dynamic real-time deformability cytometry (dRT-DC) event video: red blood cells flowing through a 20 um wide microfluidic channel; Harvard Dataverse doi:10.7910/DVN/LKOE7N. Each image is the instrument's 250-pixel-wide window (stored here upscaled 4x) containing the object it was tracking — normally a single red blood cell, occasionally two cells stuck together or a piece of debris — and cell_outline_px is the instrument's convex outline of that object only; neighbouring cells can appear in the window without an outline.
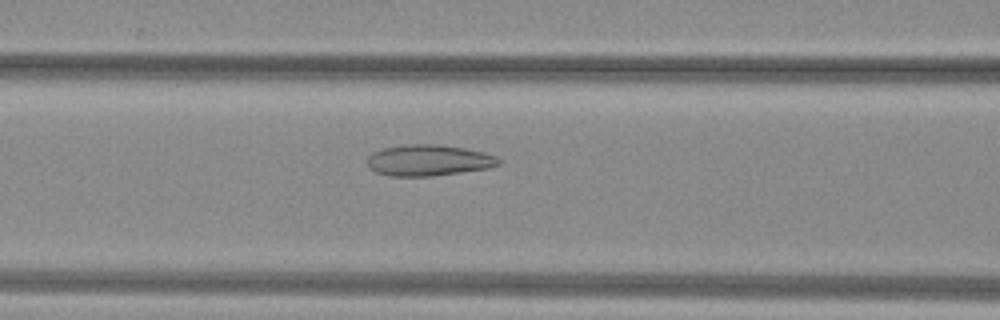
{"species": "common noctule bat (a hibernating species)", "species_latin": "Nyctalus noctula", "temperature_condition": "warm", "stored_images_in_passage": 52, "camera_frame_rate_fps": 3000, "um_per_image_px": 0.085, "animal": {"sex": "female", "body_mass_g": 29.2, "forearm_length_mm": 56.3}, "frame": {"image": 1, "passage_image": 23, "time_ms": 7.333, "image_size_px": [1000, 320], "cell_outline_px": [[500, 164], [488, 168], [432, 176], [392, 176], [376, 172], [368, 168], [364, 160], [372, 152], [384, 148], [404, 144], [436, 144], [464, 148], [484, 152], [496, 156], [500, 160]], "centroid_in_image_um": [36.37, 13.62], "position_along_channel_um": 130.2, "area_um2": 23.99}}
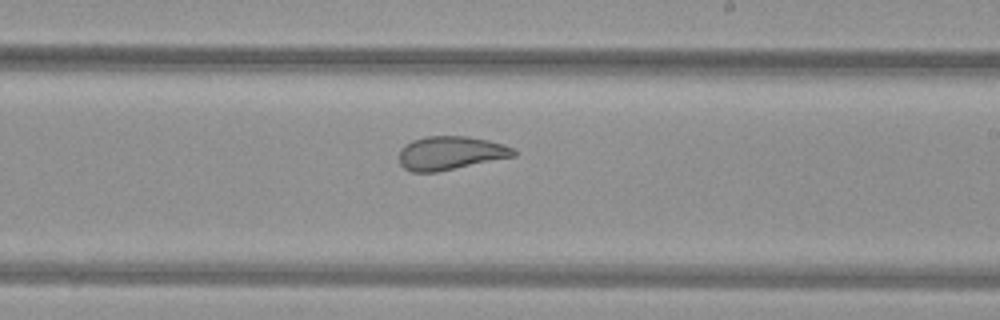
{"frame": {"image": 2, "passage_image": 32, "time_ms": 10.333, "image_size_px": [1000, 320], "cell_outline_px": [[516, 156], [436, 172], [412, 172], [404, 168], [400, 164], [400, 148], [404, 144], [412, 140], [428, 136], [468, 136], [488, 140], [504, 144], [512, 148], [516, 152]], "centroid_in_image_um": [38.28, 13.0], "position_along_channel_um": 250.7, "area_um2": 22.43}}
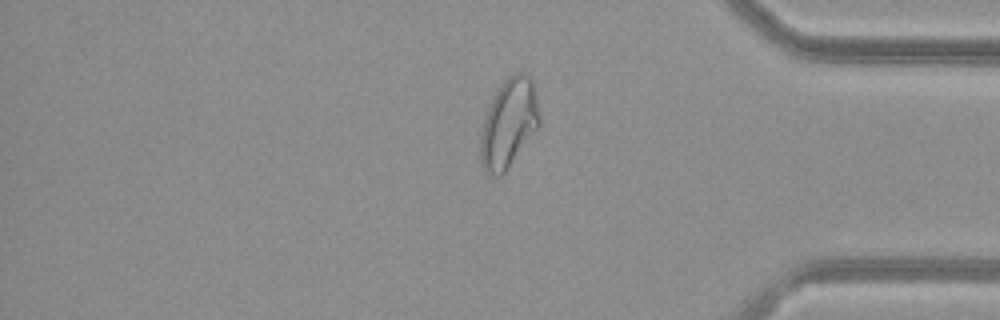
{"frame": {"image": 3, "passage_image": 44, "time_ms": 14.333, "image_size_px": [1000, 320], "cell_outline_px": [[540, 124], [504, 172], [500, 176], [488, 176], [484, 172], [480, 160], [480, 128], [488, 108], [500, 84], [508, 76], [516, 72], [520, 72], [528, 76], [532, 80], [536, 96], [540, 120]], "centroid_in_image_um": [43.2, 10.49], "position_along_channel_um": 392.0, "area_um2": 30.29}, "authors_computed_cell_mechanics": {"area_um2": 28.9289, "velocity_mm_per_s": 4.0257, "shape_relaxation_time_tau1_ms": null, "shape_relaxation_time_tau2_ms": 1.6475, "deformation_change_tau1": null, "deformation_change_tau2": 0.0828}}